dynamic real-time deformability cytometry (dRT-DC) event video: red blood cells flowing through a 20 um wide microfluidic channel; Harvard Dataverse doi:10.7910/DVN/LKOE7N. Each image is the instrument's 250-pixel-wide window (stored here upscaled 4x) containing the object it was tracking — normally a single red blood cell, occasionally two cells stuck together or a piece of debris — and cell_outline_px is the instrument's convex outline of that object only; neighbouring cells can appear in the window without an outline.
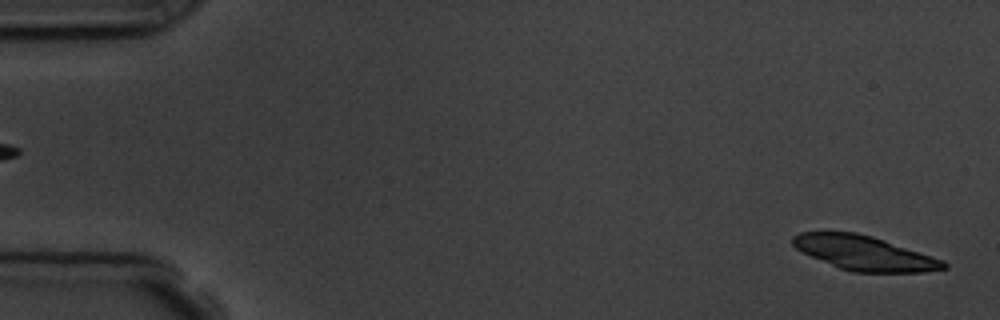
{"species": "common noctule bat (a hibernating species)", "species_latin": "Nyctalus noctula", "temperature_condition": "room temperature", "stored_images_in_passage": 6, "segment_of_instrument_passage": [2, 2], "camera_frame_rate_fps": 3000, "um_per_image_px": 0.085, "animal": {"sex": "male", "body_mass_g": 19.5, "forearm_length_mm": 54.6}, "frame": {"image": 1, "passage_image": 6, "time_ms": 5.667, "image_size_px": [1000, 320], "cell_outline_px": [[948, 268], [920, 272], [852, 272], [840, 268], [812, 256], [796, 248], [792, 244], [792, 236], [800, 232], [856, 232], [872, 236], [944, 260], [948, 264]], "centroid_in_image_um": [73.48, 21.51], "position_along_channel_um": 11.5, "area_um2": 29.88}}